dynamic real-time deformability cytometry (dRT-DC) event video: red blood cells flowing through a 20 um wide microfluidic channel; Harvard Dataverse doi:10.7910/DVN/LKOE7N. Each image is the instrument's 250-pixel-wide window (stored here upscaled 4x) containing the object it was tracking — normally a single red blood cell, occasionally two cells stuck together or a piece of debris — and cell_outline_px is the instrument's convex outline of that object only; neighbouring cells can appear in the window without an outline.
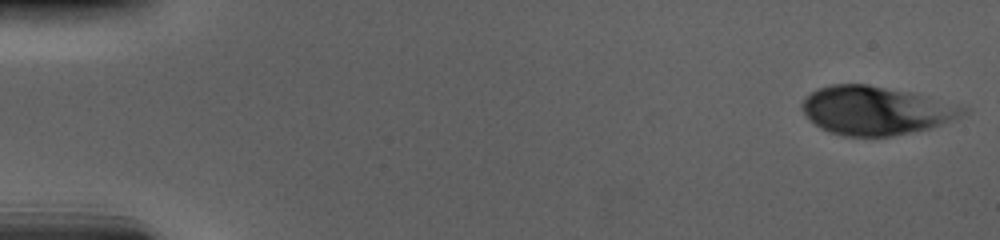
{"species": "human", "species_latin": "Homo sapiens", "temperature_condition": "cold", "stored_images_in_passage": 55, "camera_frame_rate_fps": 3000, "um_per_image_px": 0.085, "donor": {"sex": "male"}, "frame": {"image": 1, "passage_image": 1, "time_ms": 0.0, "image_size_px": [1000, 240], "cell_outline_px": [[972, 108], [968, 112], [952, 120], [928, 128], [892, 136], [844, 136], [820, 128], [808, 120], [800, 108], [800, 104], [816, 88], [832, 84], [868, 84], [908, 92]], "centroid_in_image_um": [74.4, 9.39], "position_along_channel_um": 10.6, "area_um2": 45.26}}
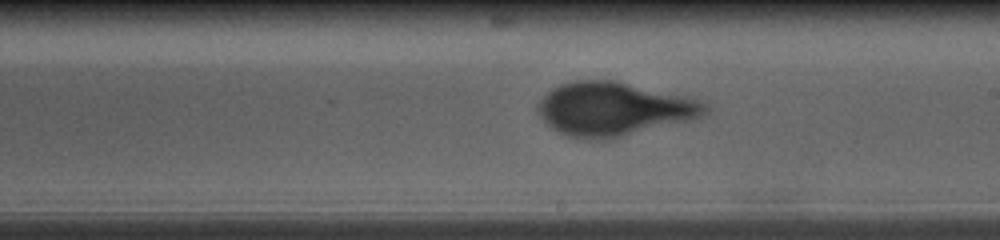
{"frame": {"image": 2, "passage_image": 32, "time_ms": 10.333, "image_size_px": [1000, 240], "cell_outline_px": [[712, 108], [700, 120], [612, 140], [588, 140], [572, 136], [560, 132], [552, 128], [540, 116], [536, 108], [536, 104], [552, 88], [560, 84], [576, 80], [616, 80], [688, 96], [700, 100], [708, 104]], "centroid_in_image_um": [52.31, 9.29], "position_along_channel_um": 236.7, "area_um2": 53.81}}
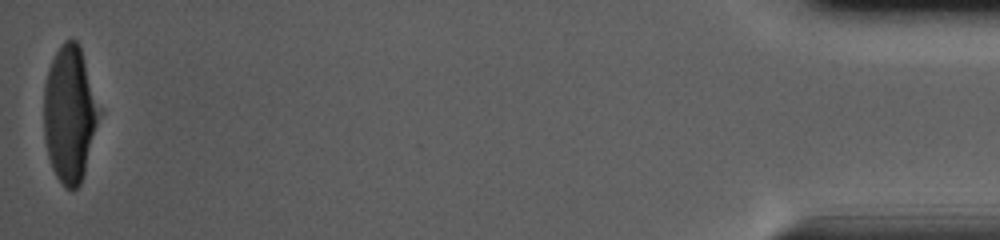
{"frame": {"image": 3, "passage_image": 55, "time_ms": 18.0, "image_size_px": [1000, 240], "cell_outline_px": [[100, 112], [84, 176], [80, 184], [72, 192], [64, 188], [56, 176], [52, 168], [48, 156], [44, 140], [44, 84], [48, 68], [60, 44], [64, 40], [72, 36], [76, 40], [80, 48], [100, 108]], "centroid_in_image_um": [5.9, 9.71], "position_along_channel_um": 429.3, "area_um2": 44.04}, "authors_computed_cell_mechanics": {"area_um2": 49.419, "velocity_mm_per_s": 3.6823, "shape_relaxation_time_tau1_ms": 3.2318, "shape_relaxation_time_tau2_ms": null, "deformation_change_tau1": 0.1801, "deformation_change_tau2": null}}